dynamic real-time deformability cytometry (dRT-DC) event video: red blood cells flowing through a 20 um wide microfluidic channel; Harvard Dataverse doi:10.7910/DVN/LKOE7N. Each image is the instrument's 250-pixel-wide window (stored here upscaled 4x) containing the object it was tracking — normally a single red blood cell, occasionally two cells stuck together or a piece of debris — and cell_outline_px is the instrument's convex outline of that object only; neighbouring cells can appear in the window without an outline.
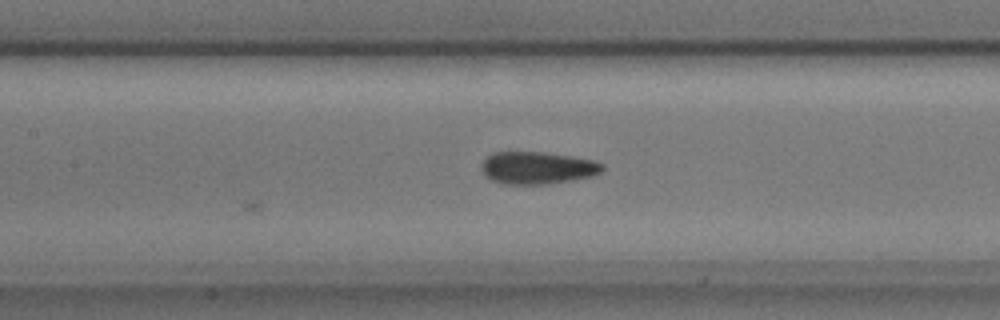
{"species": "common noctule bat (a hibernating species)", "species_latin": "Nyctalus noctula", "temperature_condition": "cold", "stored_images_in_passage": 6, "camera_frame_rate_fps": 3000, "um_per_image_px": 0.085, "animal": {"sex": "male", "body_mass_g": 17.9, "forearm_length_mm": 54.2}, "frame": {"image": 1, "passage_image": 6, "time_ms": 1.667, "image_size_px": [1000, 320], "cell_outline_px": [[604, 168], [600, 172], [592, 176], [572, 180], [548, 184], [504, 184], [492, 180], [480, 168], [480, 164], [492, 152], [544, 152], [572, 156], [596, 160], [604, 164]], "centroid_in_image_um": [45.7, 14.26], "position_along_channel_um": 161.7, "area_um2": 22.89}}